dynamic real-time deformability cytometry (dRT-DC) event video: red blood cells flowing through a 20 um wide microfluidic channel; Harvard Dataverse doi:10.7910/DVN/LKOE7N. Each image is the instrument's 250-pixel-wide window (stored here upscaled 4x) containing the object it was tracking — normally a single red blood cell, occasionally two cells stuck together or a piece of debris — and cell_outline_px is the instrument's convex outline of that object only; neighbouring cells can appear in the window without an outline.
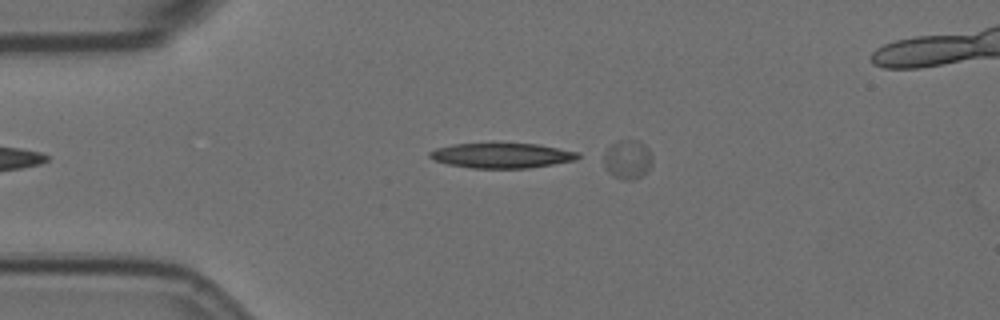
{"species": "Egyptian fruit bat (a non-hibernating species)", "species_latin": "Rousettus aegyptiacus", "temperature_condition": "room temperature", "stored_images_in_passage": 16, "segment_of_instrument_passage": [1, 3], "camera_frame_rate_fps": 3000, "um_per_image_px": 0.085, "animal": {"sex": "female"}, "frame": {"image": 1, "passage_image": 3, "time_ms": 2.333, "image_size_px": [1000, 320], "cell_outline_px": [[652, 164], [648, 172], [632, 180], [624, 180], [608, 172], [604, 168], [604, 152], [616, 140], [640, 140], [648, 148], [652, 156]], "centroid_in_image_um": [53.36, 13.54], "position_along_channel_um": 31.6, "area_um2": 11.21}}